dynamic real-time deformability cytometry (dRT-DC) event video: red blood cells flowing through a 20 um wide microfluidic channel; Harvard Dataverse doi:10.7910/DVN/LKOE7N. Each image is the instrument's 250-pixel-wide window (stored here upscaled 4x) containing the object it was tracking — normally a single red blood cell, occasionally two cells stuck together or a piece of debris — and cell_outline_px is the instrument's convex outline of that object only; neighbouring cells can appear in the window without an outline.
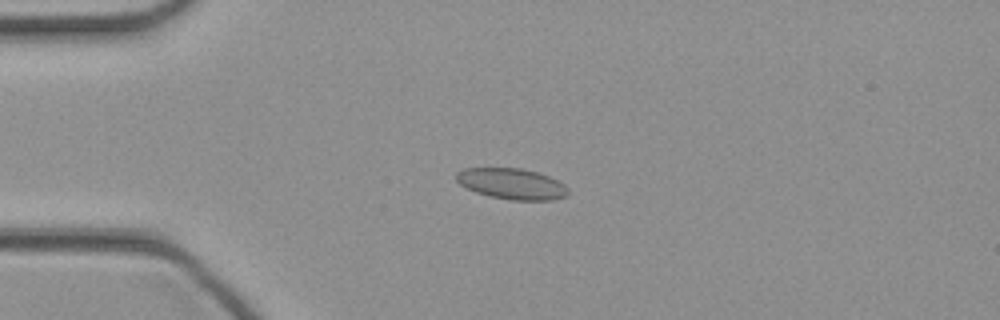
{"species": "common noctule bat (a hibernating species)", "species_latin": "Nyctalus noctula", "temperature_condition": "cold", "stored_images_in_passage": 46, "camera_frame_rate_fps": 3000, "um_per_image_px": 0.085, "animal": {"sex": "female", "body_mass_g": 21.9}, "frame": {"image": 1, "passage_image": 11, "time_ms": 3.333, "image_size_px": [1000, 320], "cell_outline_px": [[568, 192], [564, 196], [552, 200], [512, 200], [488, 196], [476, 192], [460, 184], [456, 180], [456, 172], [464, 168], [524, 168], [548, 176], [564, 184], [568, 188]], "centroid_in_image_um": [43.48, 15.62], "position_along_channel_um": 41.5, "area_um2": 20.06}}
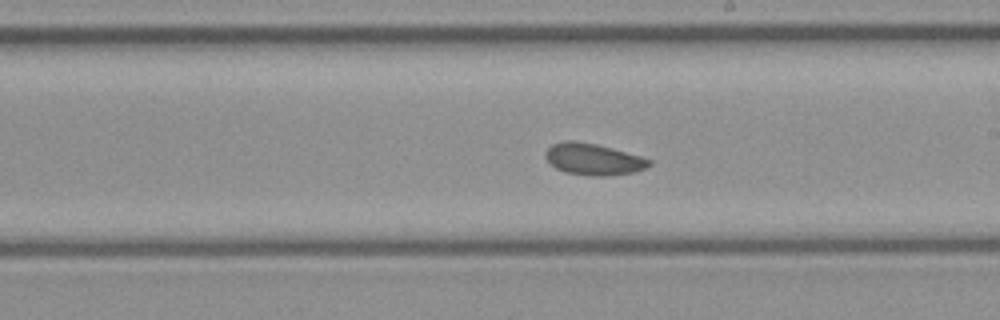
{"frame": {"image": 2, "passage_image": 26, "time_ms": 8.333, "image_size_px": [1000, 320], "cell_outline_px": [[652, 164], [644, 168], [632, 172], [608, 176], [588, 176], [564, 172], [556, 168], [544, 156], [544, 152], [552, 144], [564, 140], [576, 140], [596, 144], [612, 148], [640, 156], [652, 160]], "centroid_in_image_um": [50.4, 13.53], "position_along_channel_um": 238.6, "area_um2": 19.13}}
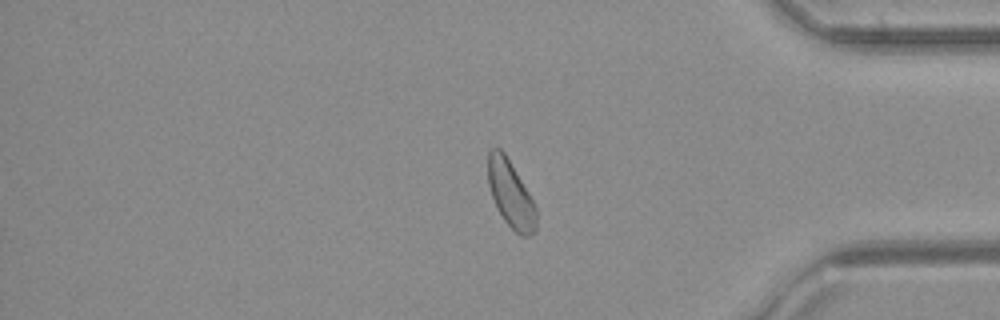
{"frame": {"image": 3, "passage_image": 38, "time_ms": 12.333, "image_size_px": [1000, 320], "cell_outline_px": [[536, 232], [528, 236], [520, 236], [504, 220], [492, 196], [488, 184], [488, 152], [492, 148], [500, 148], [504, 152], [528, 192], [536, 208]], "centroid_in_image_um": [43.41, 16.51], "position_along_channel_um": 391.8, "area_um2": 18.44}}